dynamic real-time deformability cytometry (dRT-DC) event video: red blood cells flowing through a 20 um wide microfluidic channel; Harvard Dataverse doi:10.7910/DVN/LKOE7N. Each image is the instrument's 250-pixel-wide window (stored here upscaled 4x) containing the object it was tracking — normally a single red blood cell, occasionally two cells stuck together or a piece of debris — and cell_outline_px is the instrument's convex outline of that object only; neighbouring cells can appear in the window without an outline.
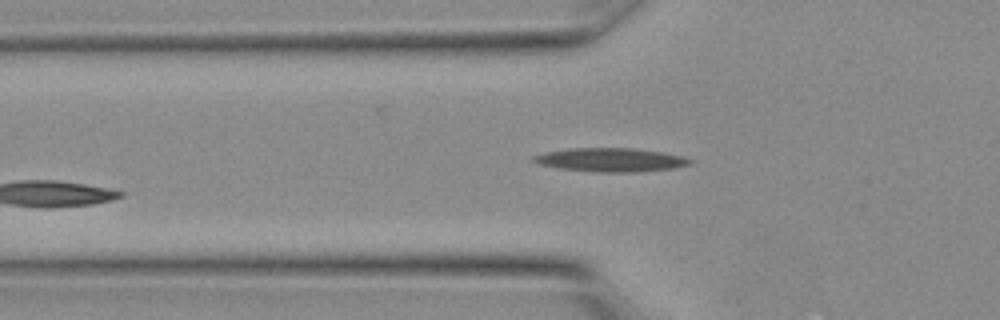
{"species": "Egyptian fruit bat (a non-hibernating species)", "species_latin": "Rousettus aegyptiacus", "temperature_condition": "warm", "stored_images_in_passage": 7, "camera_frame_rate_fps": 3000, "um_per_image_px": 0.085, "animal": {"sex": "female"}, "frame": {"image": 1, "passage_image": 7, "time_ms": 2.0, "image_size_px": [1000, 320], "cell_outline_px": [[692, 164], [672, 168], [636, 172], [596, 172], [556, 168], [536, 164], [532, 160], [532, 156], [544, 152], [572, 148], [632, 148], [660, 152], [684, 156], [692, 160]], "centroid_in_image_um": [51.85, 13.59], "position_along_channel_um": 73.9, "area_um2": 21.68}}